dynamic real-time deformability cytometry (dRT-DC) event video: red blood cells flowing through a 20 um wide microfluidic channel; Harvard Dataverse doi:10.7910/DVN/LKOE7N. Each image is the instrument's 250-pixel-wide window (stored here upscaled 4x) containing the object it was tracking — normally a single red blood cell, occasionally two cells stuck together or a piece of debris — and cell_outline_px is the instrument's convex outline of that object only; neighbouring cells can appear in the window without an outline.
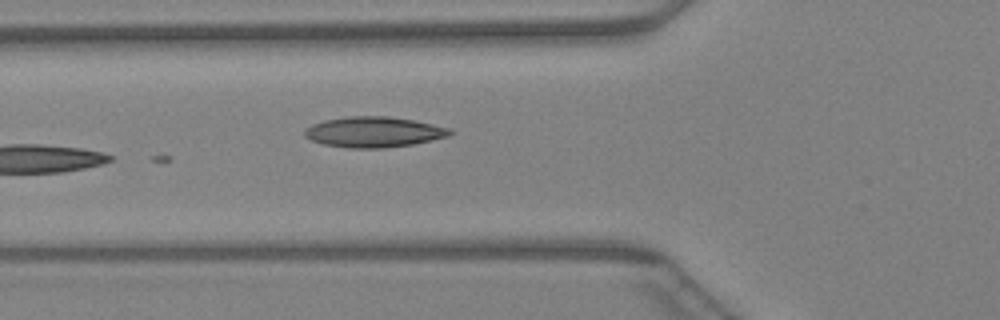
{"species": "Egyptian fruit bat (a non-hibernating species)", "species_latin": "Rousettus aegyptiacus", "temperature_condition": "warm", "stored_images_in_passage": 19, "camera_frame_rate_fps": 3000, "um_per_image_px": 0.085, "animal": {"sex": "female"}, "frame": {"image": 1, "passage_image": 19, "time_ms": 6.0, "image_size_px": [1000, 320], "cell_outline_px": [[452, 132], [448, 136], [432, 140], [412, 144], [384, 148], [348, 148], [324, 144], [312, 140], [304, 136], [304, 132], [312, 124], [324, 120], [348, 116], [388, 116], [416, 120], [452, 128]], "centroid_in_image_um": [31.8, 11.21], "position_along_channel_um": 94.0, "area_um2": 25.89}}